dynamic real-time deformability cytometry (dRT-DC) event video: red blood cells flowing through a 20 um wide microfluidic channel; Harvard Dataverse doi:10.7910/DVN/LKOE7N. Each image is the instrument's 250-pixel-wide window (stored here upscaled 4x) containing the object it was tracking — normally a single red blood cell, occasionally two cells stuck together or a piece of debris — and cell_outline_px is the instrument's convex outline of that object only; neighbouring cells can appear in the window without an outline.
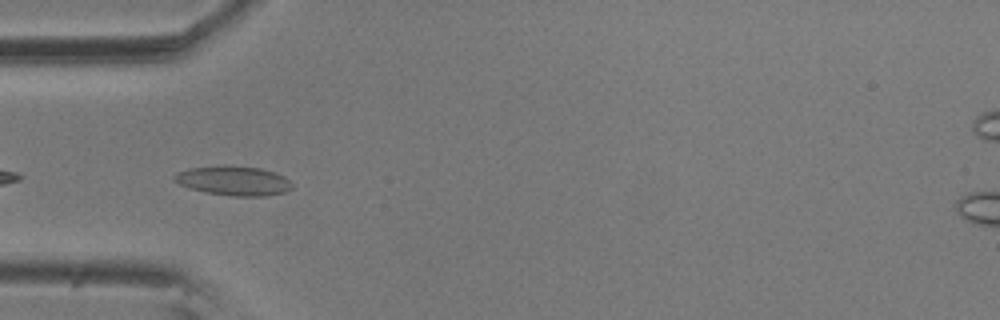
{"species": "common noctule bat (a hibernating species)", "species_latin": "Nyctalus noctula", "temperature_condition": "room temperature", "stored_images_in_passage": 2, "camera_frame_rate_fps": 3000, "um_per_image_px": 0.085, "animal": {"sex": "male", "body_mass_g": 20.5, "forearm_length_mm": 52.5}, "frame": {"image": 1, "passage_image": 1, "time_ms": 0.0, "image_size_px": [1000, 320], "cell_outline_px": [[292, 188], [284, 192], [264, 196], [232, 196], [208, 192], [188, 188], [172, 180], [172, 176], [176, 172], [192, 168], [224, 164], [260, 168], [276, 172], [284, 176], [292, 184]], "centroid_in_image_um": [19.83, 15.34], "position_along_channel_um": 65.2, "area_um2": 20.35}}